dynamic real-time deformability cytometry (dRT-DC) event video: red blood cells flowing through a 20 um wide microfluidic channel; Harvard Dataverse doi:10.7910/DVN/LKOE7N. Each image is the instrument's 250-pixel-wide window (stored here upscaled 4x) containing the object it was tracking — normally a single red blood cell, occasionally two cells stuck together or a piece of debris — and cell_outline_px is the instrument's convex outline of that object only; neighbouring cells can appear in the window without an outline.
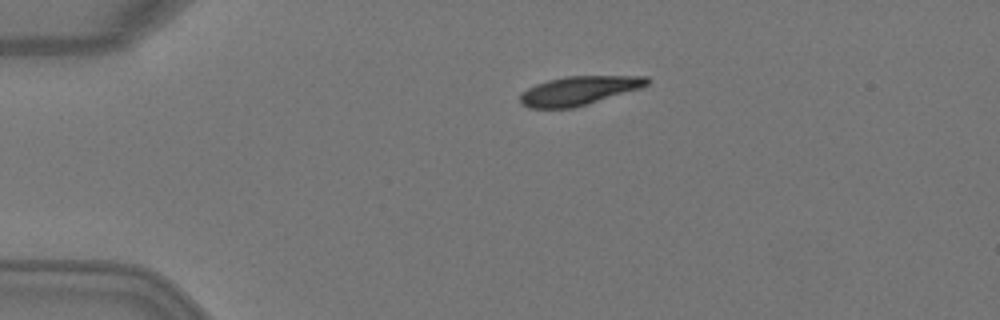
{"species": "Egyptian fruit bat (a non-hibernating species)", "species_latin": "Rousettus aegyptiacus", "temperature_condition": "warm", "stored_images_in_passage": 2, "camera_frame_rate_fps": 3000, "um_per_image_px": 0.085, "animal": {"sex": "female"}, "frame": {"image": 1, "passage_image": 1, "time_ms": 0.0, "image_size_px": [1000, 320], "cell_outline_px": [[648, 84], [640, 88], [588, 104], [572, 108], [528, 108], [520, 104], [520, 92], [536, 84], [548, 80], [564, 76], [648, 76]], "centroid_in_image_um": [49.15, 7.71], "position_along_channel_um": 35.8, "area_um2": 21.33}}